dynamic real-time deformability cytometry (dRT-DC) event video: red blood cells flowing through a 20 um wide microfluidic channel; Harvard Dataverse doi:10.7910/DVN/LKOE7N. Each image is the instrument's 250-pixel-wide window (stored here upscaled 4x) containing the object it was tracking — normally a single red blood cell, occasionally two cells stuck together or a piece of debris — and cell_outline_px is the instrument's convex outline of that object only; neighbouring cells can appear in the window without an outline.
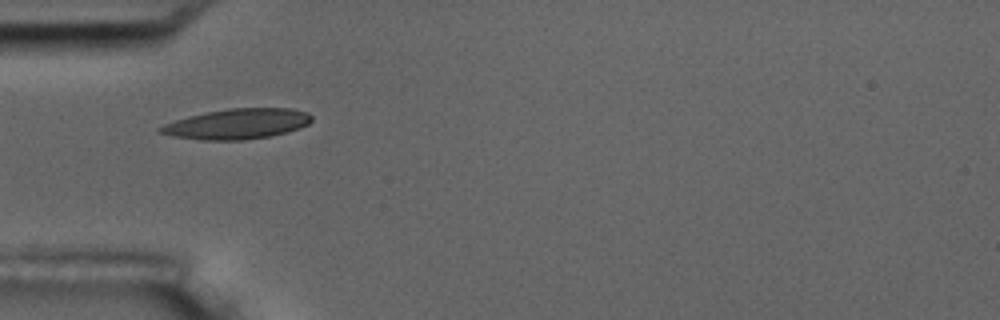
{"species": "common noctule bat (a hibernating species)", "species_latin": "Nyctalus noctula", "temperature_condition": "room temperature", "stored_images_in_passage": 7, "camera_frame_rate_fps": 3000, "um_per_image_px": 0.085, "animal": {"sex": "male", "body_mass_g": 17.5, "forearm_length_mm": 52.3}, "frame": {"image": 1, "passage_image": 5, "time_ms": 5.0, "image_size_px": [1000, 320], "cell_outline_px": [[312, 120], [308, 124], [300, 128], [268, 136], [244, 140], [200, 140], [172, 136], [156, 132], [156, 128], [164, 124], [188, 116], [204, 112], [228, 108], [292, 108], [308, 112], [312, 116]], "centroid_in_image_um": [20.12, 10.52], "position_along_channel_um": 64.9, "area_um2": 26.88}}